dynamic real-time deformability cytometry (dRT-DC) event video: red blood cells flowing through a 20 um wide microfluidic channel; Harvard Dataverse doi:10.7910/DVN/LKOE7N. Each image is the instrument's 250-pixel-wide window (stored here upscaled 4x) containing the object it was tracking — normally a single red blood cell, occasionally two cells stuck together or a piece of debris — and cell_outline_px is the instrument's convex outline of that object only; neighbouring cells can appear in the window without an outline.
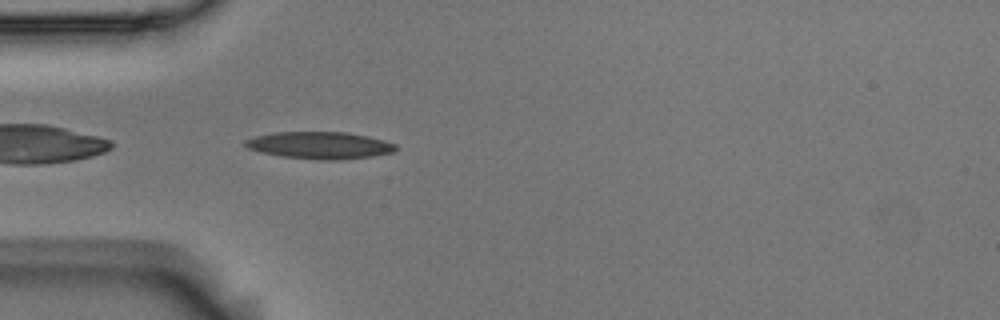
{"species": "Egyptian fruit bat (a non-hibernating species)", "species_latin": "Rousettus aegyptiacus", "temperature_condition": "room temperature", "stored_images_in_passage": 4, "camera_frame_rate_fps": 3000, "um_per_image_px": 0.085, "animal": {"sex": "male"}, "frame": {"image": 1, "passage_image": 4, "time_ms": 1.0, "image_size_px": [1000, 320], "cell_outline_px": [[400, 148], [396, 152], [372, 156], [336, 160], [320, 160], [280, 156], [260, 152], [248, 148], [244, 144], [244, 140], [256, 136], [276, 132], [348, 132], [368, 136], [384, 140], [396, 144]], "centroid_in_image_um": [27.23, 12.35], "position_along_channel_um": 57.8, "area_um2": 23.93}}